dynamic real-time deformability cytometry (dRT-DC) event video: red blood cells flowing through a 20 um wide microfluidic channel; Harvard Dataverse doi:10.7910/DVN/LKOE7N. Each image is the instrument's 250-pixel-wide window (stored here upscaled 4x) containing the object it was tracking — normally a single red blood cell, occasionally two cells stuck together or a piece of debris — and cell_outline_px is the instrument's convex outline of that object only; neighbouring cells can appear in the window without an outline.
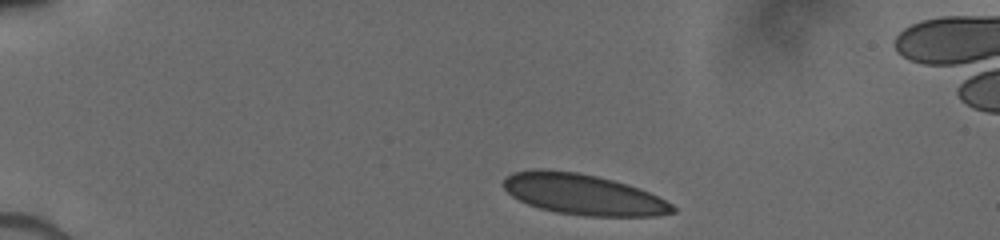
{"species": "human", "species_latin": "Homo sapiens", "temperature_condition": "cold", "stored_images_in_passage": 5, "camera_frame_rate_fps": 3000, "um_per_image_px": 0.085, "donor": {"sex": "male"}, "frame": {"image": 1, "passage_image": 1, "time_ms": 0.0, "image_size_px": [1000, 240], "cell_outline_px": [[676, 212], [656, 216], [584, 216], [556, 212], [540, 208], [528, 204], [512, 196], [504, 188], [504, 180], [512, 172], [536, 168], [544, 168], [576, 172], [596, 176], [628, 184], [640, 188], [672, 204], [676, 208]], "centroid_in_image_um": [49.56, 16.52], "position_along_channel_um": 35.4, "area_um2": 40.11}}
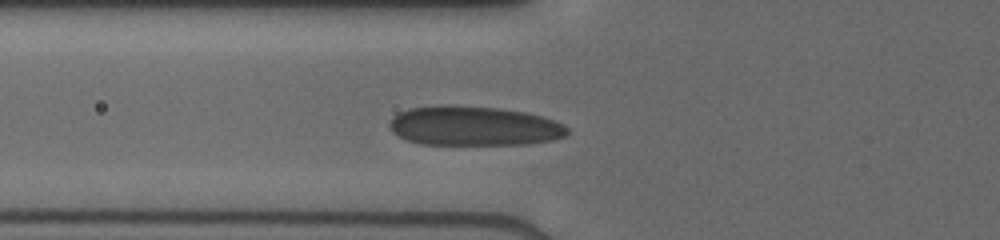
{"frame": {"image": 2, "passage_image": 5, "time_ms": 3.0, "image_size_px": [1000, 240], "cell_outline_px": [[568, 136], [552, 140], [528, 144], [420, 144], [408, 140], [392, 132], [388, 124], [392, 116], [400, 112], [412, 108], [500, 108], [524, 112], [544, 116], [564, 124], [568, 128]], "centroid_in_image_um": [40.36, 10.75], "position_along_channel_um": 85.4, "area_um2": 39.88}}